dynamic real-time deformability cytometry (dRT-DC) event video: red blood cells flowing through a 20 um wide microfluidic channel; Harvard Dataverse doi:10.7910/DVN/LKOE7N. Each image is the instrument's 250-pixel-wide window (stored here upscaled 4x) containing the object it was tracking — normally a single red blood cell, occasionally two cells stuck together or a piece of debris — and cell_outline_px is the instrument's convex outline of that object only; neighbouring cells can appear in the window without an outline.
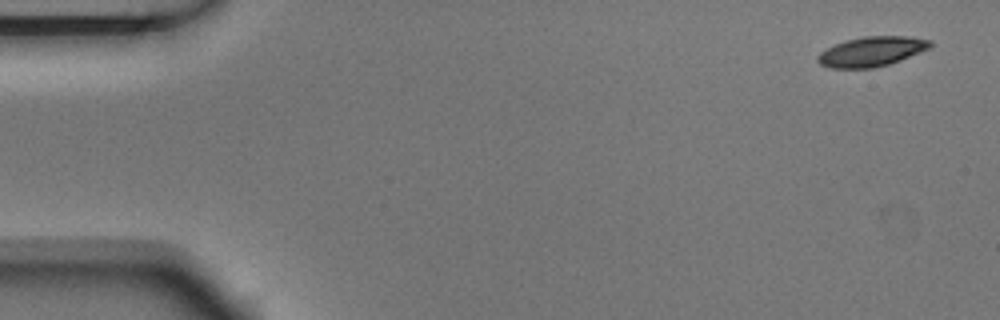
{"species": "Egyptian fruit bat (a non-hibernating species)", "species_latin": "Rousettus aegyptiacus", "temperature_condition": "room temperature", "stored_images_in_passage": 4, "camera_frame_rate_fps": 3000, "um_per_image_px": 0.085, "animal": {"sex": "male"}, "frame": {"image": 1, "passage_image": 1, "time_ms": 0.0, "image_size_px": [1000, 320], "cell_outline_px": [[932, 48], [900, 60], [888, 64], [872, 68], [828, 68], [820, 64], [816, 60], [816, 56], [820, 52], [836, 44], [848, 40], [864, 36], [912, 36], [932, 40]], "centroid_in_image_um": [74.12, 4.38], "position_along_channel_um": 10.9, "area_um2": 19.59}}
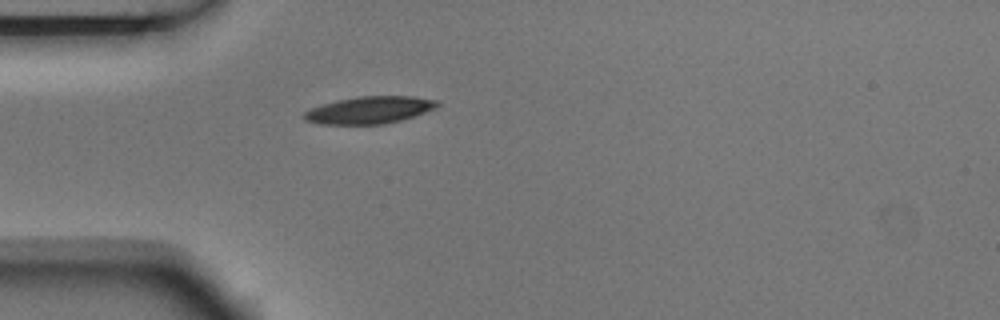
{"frame": {"image": 2, "passage_image": 4, "time_ms": 1.0, "image_size_px": [1000, 320], "cell_outline_px": [[440, 104], [436, 108], [400, 120], [384, 124], [320, 124], [304, 120], [300, 116], [304, 112], [312, 108], [324, 104], [340, 100], [360, 96], [412, 96], [440, 100]], "centroid_in_image_um": [31.41, 9.35], "position_along_channel_um": 53.6, "area_um2": 20.98}}